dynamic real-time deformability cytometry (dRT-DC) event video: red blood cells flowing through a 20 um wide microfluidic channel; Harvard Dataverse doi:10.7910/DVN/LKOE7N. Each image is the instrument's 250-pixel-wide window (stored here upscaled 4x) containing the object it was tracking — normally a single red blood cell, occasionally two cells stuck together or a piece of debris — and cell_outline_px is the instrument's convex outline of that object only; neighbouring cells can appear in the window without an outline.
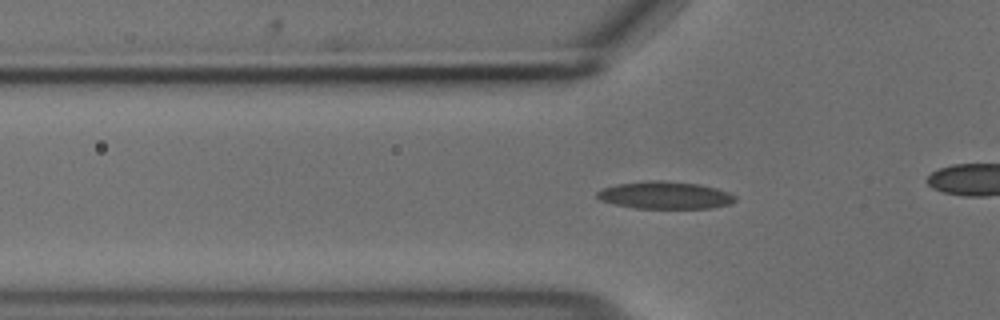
{"species": "common noctule bat (a hibernating species)", "species_latin": "Nyctalus noctula", "temperature_condition": "cold", "stored_images_in_passage": 31, "camera_frame_rate_fps": 3000, "um_per_image_px": 0.085, "animal": {"sex": "male", "body_mass_g": 18.8}, "frame": {"image": 1, "passage_image": 5, "time_ms": 1.333, "image_size_px": [1000, 320], "cell_outline_px": [[736, 200], [728, 204], [712, 208], [636, 208], [616, 204], [600, 200], [596, 196], [596, 192], [604, 188], [616, 184], [648, 180], [660, 180], [696, 184], [716, 188], [728, 192], [736, 196]], "centroid_in_image_um": [56.51, 16.59], "position_along_channel_um": 69.3, "area_um2": 21.85}}
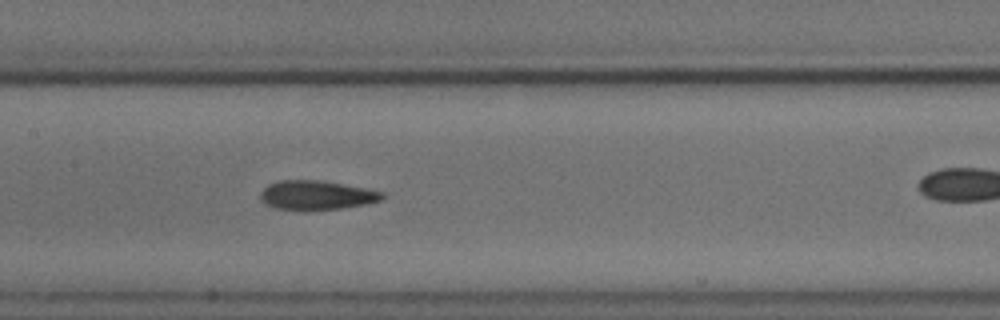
{"frame": {"image": 2, "passage_image": 14, "time_ms": 4.333, "image_size_px": [1000, 320], "cell_outline_px": [[384, 200], [368, 204], [340, 208], [272, 208], [264, 204], [260, 200], [260, 192], [268, 184], [276, 180], [320, 180], [384, 192]], "centroid_in_image_um": [26.89, 16.56], "position_along_channel_um": 180.5, "area_um2": 20.35}}
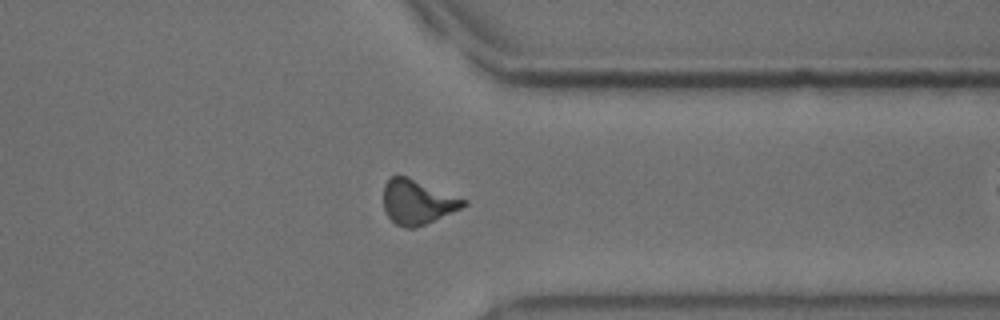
{"frame": {"image": 3, "passage_image": 30, "time_ms": 9.667, "image_size_px": [1000, 320], "cell_outline_px": [[468, 204], [460, 208], [416, 228], [404, 228], [396, 224], [388, 216], [384, 208], [384, 184], [392, 176], [408, 176], [468, 200]], "centroid_in_image_um": [35.48, 17.16], "position_along_channel_um": 375.9, "area_um2": 20.63}}